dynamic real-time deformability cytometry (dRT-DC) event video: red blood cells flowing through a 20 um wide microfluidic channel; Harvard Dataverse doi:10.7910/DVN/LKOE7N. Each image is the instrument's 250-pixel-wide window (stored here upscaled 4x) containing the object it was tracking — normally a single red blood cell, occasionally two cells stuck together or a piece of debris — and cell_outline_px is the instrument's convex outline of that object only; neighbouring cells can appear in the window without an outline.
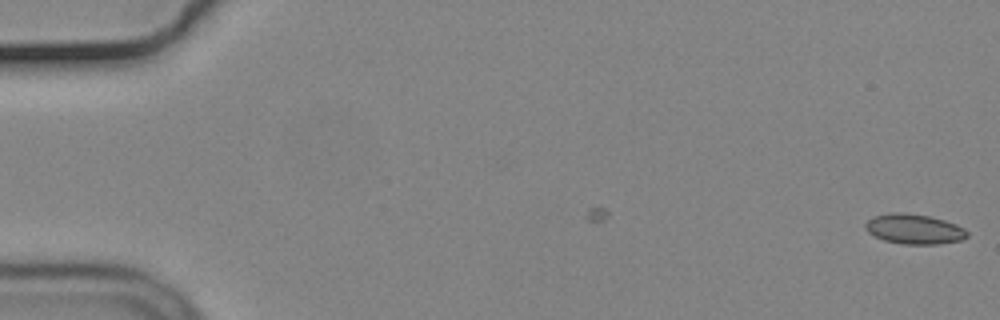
{"species": "common noctule bat (a hibernating species)", "species_latin": "Nyctalus noctula", "temperature_condition": "cold", "stored_images_in_passage": 6, "camera_frame_rate_fps": 3000, "um_per_image_px": 0.085, "animal": {"sex": "male", "body_mass_g": 19.2, "forearm_length_mm": 51.8}, "frame": {"image": 1, "passage_image": 6, "time_ms": 1.667, "image_size_px": [1000, 320], "cell_outline_px": [[968, 236], [964, 240], [940, 244], [904, 244], [884, 240], [868, 232], [864, 228], [864, 224], [872, 216], [892, 212], [900, 212], [928, 216], [944, 220], [956, 224], [964, 228], [968, 232]], "centroid_in_image_um": [77.71, 19.47], "position_along_channel_um": 7.3, "area_um2": 17.86}}